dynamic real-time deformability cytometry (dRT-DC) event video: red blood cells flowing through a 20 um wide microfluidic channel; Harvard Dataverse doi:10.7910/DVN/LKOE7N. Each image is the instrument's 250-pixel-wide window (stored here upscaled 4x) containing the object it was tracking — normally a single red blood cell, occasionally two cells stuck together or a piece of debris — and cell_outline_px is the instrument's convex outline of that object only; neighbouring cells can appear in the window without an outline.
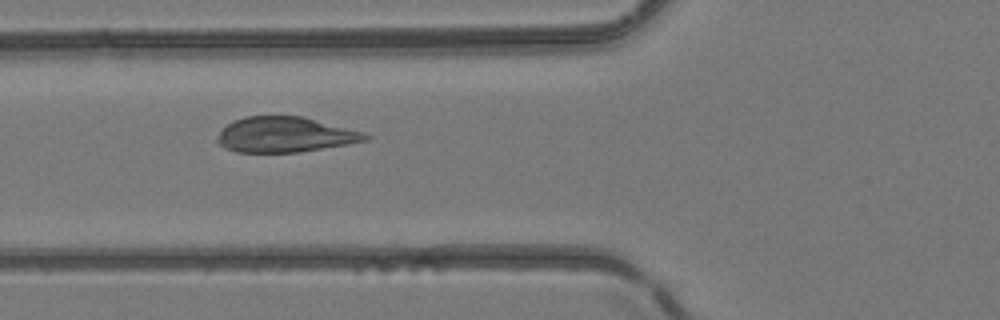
{"species": "common noctule bat (a hibernating species)", "species_latin": "Nyctalus noctula", "temperature_condition": "room temperature", "stored_images_in_passage": 6, "camera_frame_rate_fps": 3000, "um_per_image_px": 0.085, "animal": {"sex": "female", "body_mass_g": 24.6, "forearm_length_mm": 56.2}, "frame": {"image": 1, "passage_image": 5, "time_ms": 6.0, "image_size_px": [1000, 320], "cell_outline_px": [[372, 136], [368, 140], [348, 144], [300, 152], [236, 152], [224, 148], [216, 140], [220, 132], [232, 120], [244, 116], [304, 116], [364, 132]], "centroid_in_image_um": [24.25, 11.44], "position_along_channel_um": 101.6, "area_um2": 30.58}}
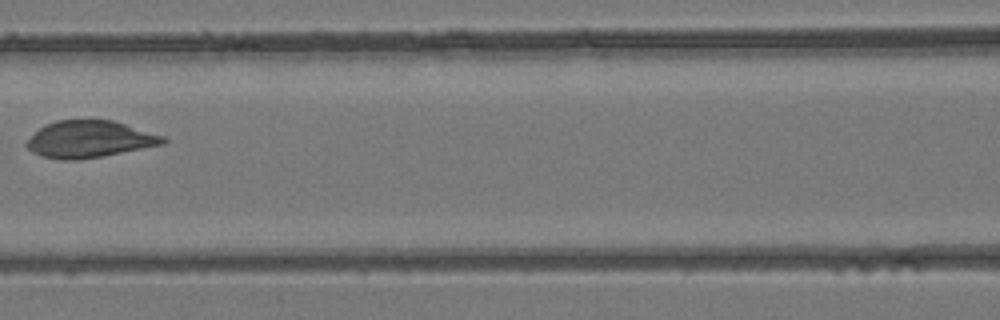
{"frame": {"image": 2, "passage_image": 6, "time_ms": 7.333, "image_size_px": [1000, 320], "cell_outline_px": [[168, 140], [164, 144], [80, 160], [64, 160], [40, 156], [32, 152], [24, 144], [44, 124], [56, 120], [116, 120], [164, 136]], "centroid_in_image_um": [7.62, 11.83], "position_along_channel_um": 159.0, "area_um2": 29.36}}